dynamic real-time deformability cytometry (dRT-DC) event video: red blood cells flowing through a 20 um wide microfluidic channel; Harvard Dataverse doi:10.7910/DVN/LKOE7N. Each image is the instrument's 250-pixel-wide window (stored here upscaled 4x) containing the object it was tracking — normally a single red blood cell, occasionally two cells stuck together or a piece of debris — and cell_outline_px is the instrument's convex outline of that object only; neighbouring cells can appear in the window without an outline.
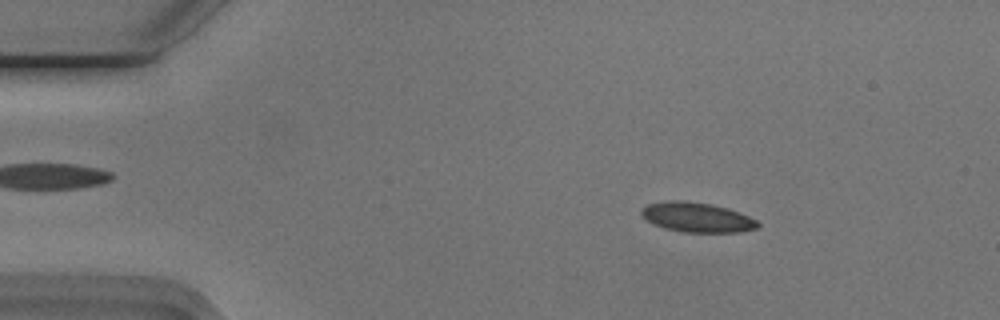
{"species": "Egyptian fruit bat (a non-hibernating species)", "species_latin": "Rousettus aegyptiacus", "temperature_condition": "cold", "stored_images_in_passage": 46, "camera_frame_rate_fps": 3000, "um_per_image_px": 0.085, "animal": {"sex": "male"}, "frame": {"image": 1, "passage_image": 3, "time_ms": 0.667, "image_size_px": [1000, 320], "cell_outline_px": [[760, 224], [756, 228], [740, 232], [684, 232], [664, 228], [652, 224], [640, 212], [648, 204], [708, 204], [728, 208], [748, 216], [756, 220]], "centroid_in_image_um": [59.34, 18.55], "position_along_channel_um": 25.7, "area_um2": 18.84}}
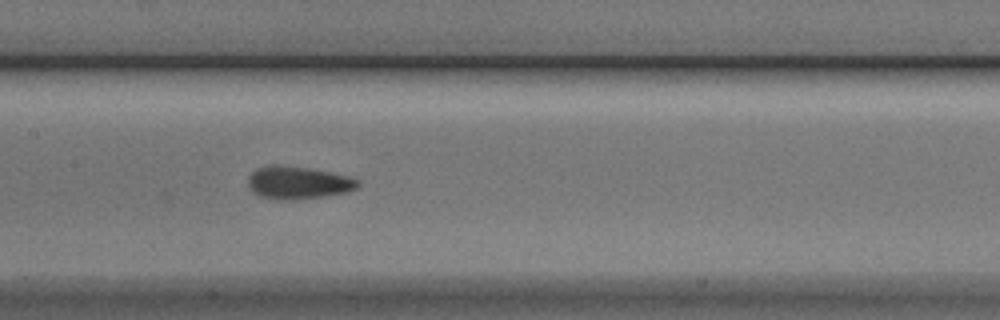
{"frame": {"image": 2, "passage_image": 21, "time_ms": 6.667, "image_size_px": [1000, 320], "cell_outline_px": [[360, 184], [356, 188], [348, 192], [324, 196], [292, 200], [276, 200], [260, 196], [252, 192], [248, 184], [248, 176], [256, 168], [272, 164], [276, 164], [308, 168], [348, 176], [360, 180]], "centroid_in_image_um": [25.31, 15.53], "position_along_channel_um": 182.1, "area_um2": 21.04}}
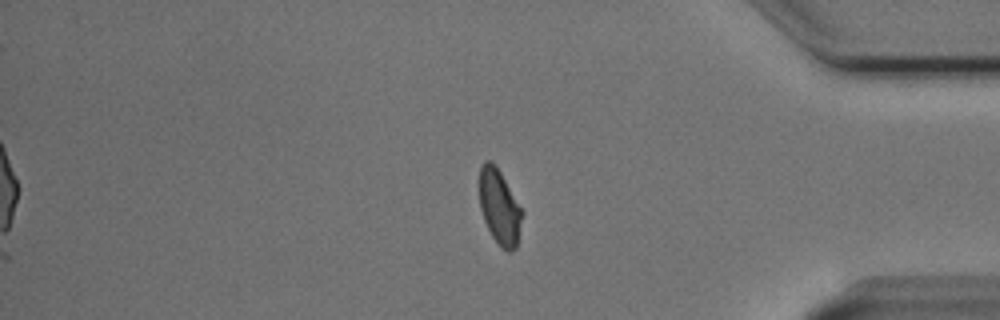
{"frame": {"image": 3, "passage_image": 40, "time_ms": 13.0, "image_size_px": [1000, 320], "cell_outline_px": [[524, 212], [516, 248], [512, 252], [508, 252], [500, 248], [492, 236], [484, 220], [480, 208], [480, 168], [484, 160], [492, 160], [496, 164]], "centroid_in_image_um": [42.47, 17.6], "position_along_channel_um": 392.7, "area_um2": 18.9}}